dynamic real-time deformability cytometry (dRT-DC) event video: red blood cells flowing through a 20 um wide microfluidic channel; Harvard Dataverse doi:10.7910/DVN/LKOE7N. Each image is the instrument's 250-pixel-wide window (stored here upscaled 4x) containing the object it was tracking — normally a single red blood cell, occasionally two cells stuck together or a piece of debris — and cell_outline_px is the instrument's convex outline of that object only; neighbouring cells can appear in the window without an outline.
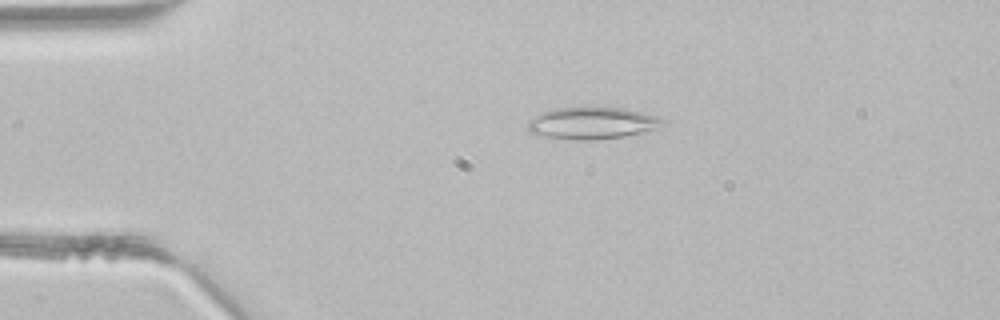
{"species": "common noctule bat (a hibernating species)", "species_latin": "Nyctalus noctula", "temperature_condition": "room temperature", "stored_images_in_passage": 39, "camera_frame_rate_fps": 3000, "um_per_image_px": 0.085, "animal": {"sex": "male", "body_mass_g": 21.5, "forearm_length_mm": 52.0}, "frame": {"image": 1, "passage_image": 3, "time_ms": 0.667, "image_size_px": [1000, 320], "cell_outline_px": [[664, 124], [644, 132], [624, 136], [592, 140], [576, 140], [548, 136], [528, 132], [528, 120], [540, 112], [556, 108], [624, 108], [660, 116], [664, 120]], "centroid_in_image_um": [50.33, 10.46], "position_along_channel_um": 34.7, "area_um2": 24.85}}
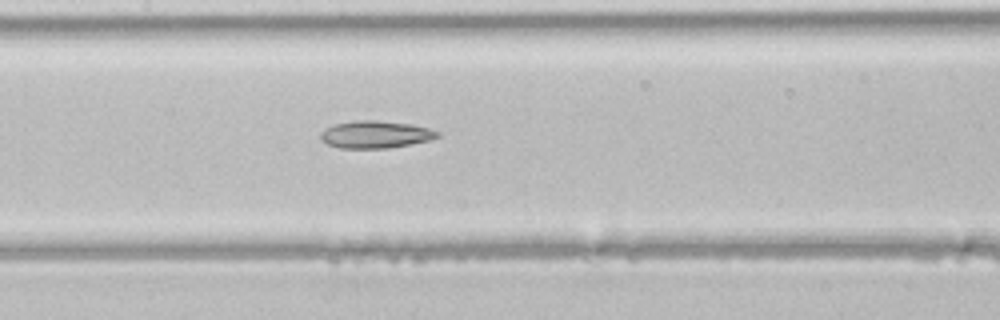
{"frame": {"image": 2, "passage_image": 15, "time_ms": 4.667, "image_size_px": [1000, 320], "cell_outline_px": [[440, 136], [432, 140], [388, 148], [340, 148], [328, 144], [320, 140], [320, 132], [336, 124], [356, 120], [376, 120], [412, 124], [428, 128], [440, 132]], "centroid_in_image_um": [31.94, 11.43], "position_along_channel_um": 175.5, "area_um2": 18.61}}
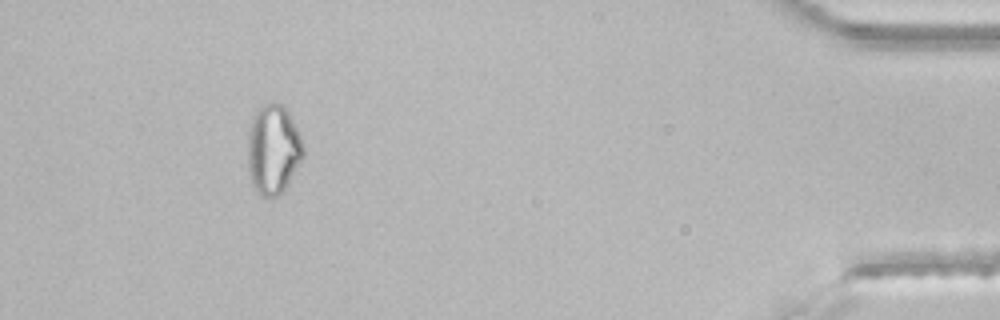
{"frame": {"image": 3, "passage_image": 35, "time_ms": 11.333, "image_size_px": [1000, 320], "cell_outline_px": [[304, 156], [288, 184], [276, 196], [260, 196], [256, 192], [252, 184], [248, 168], [248, 132], [252, 116], [256, 108], [264, 104], [284, 104], [300, 136], [304, 148]], "centroid_in_image_um": [23.2, 12.69], "position_along_channel_um": 412.0, "area_um2": 28.96}}